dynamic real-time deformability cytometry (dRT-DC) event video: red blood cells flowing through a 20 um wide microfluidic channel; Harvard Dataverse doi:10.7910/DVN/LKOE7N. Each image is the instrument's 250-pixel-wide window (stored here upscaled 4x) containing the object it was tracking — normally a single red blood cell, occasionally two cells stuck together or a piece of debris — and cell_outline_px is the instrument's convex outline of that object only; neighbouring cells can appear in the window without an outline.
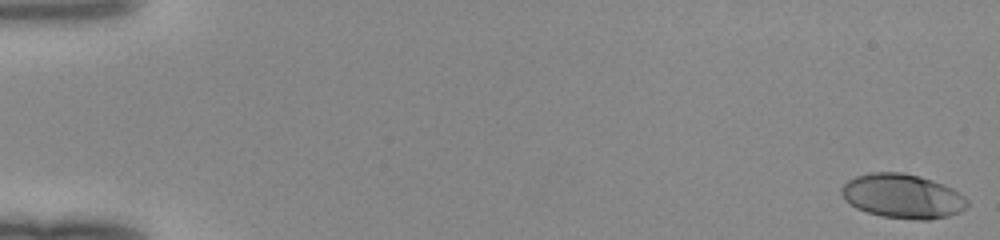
{"species": "human", "species_latin": "Homo sapiens", "temperature_condition": "room temperature", "stored_images_in_passage": 50, "camera_frame_rate_fps": 3000, "um_per_image_px": 0.085, "donor": {"sex": "female"}, "frame": {"image": 1, "passage_image": 1, "time_ms": 0.0, "image_size_px": [1000, 240], "cell_outline_px": [[968, 204], [960, 212], [948, 216], [928, 220], [916, 220], [880, 216], [856, 208], [844, 200], [840, 192], [840, 188], [848, 180], [856, 176], [872, 172], [900, 172], [920, 176], [944, 184], [960, 192], [968, 200]], "centroid_in_image_um": [76.71, 16.67], "position_along_channel_um": 8.3, "area_um2": 32.71}}
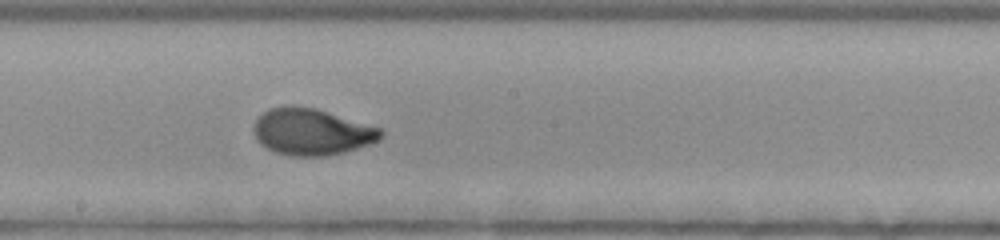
{"frame": {"image": 2, "passage_image": 29, "time_ms": 9.333, "image_size_px": [1000, 240], "cell_outline_px": [[384, 136], [380, 140], [344, 152], [324, 156], [292, 156], [276, 152], [260, 144], [256, 140], [252, 128], [256, 120], [268, 108], [316, 108], [380, 128], [384, 132]], "centroid_in_image_um": [26.5, 11.23], "position_along_channel_um": 221.7, "area_um2": 33.93}}
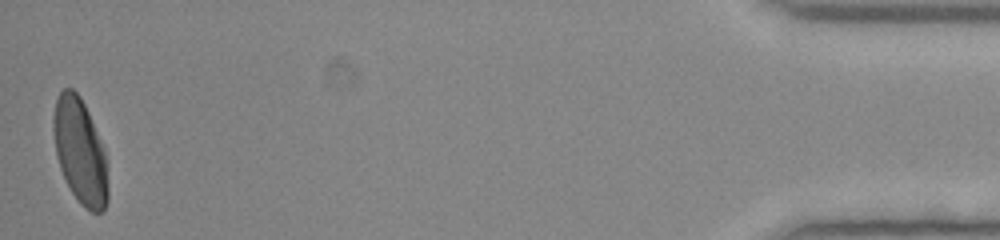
{"frame": {"image": 3, "passage_image": 50, "time_ms": 16.333, "image_size_px": [1000, 240], "cell_outline_px": [[108, 200], [104, 208], [100, 212], [88, 212], [80, 204], [72, 192], [60, 168], [56, 156], [52, 128], [52, 116], [56, 100], [60, 92], [64, 88], [72, 88], [80, 96], [88, 112], [104, 148], [108, 188]], "centroid_in_image_um": [6.79, 12.86], "position_along_channel_um": 428.4, "area_um2": 33.41}}